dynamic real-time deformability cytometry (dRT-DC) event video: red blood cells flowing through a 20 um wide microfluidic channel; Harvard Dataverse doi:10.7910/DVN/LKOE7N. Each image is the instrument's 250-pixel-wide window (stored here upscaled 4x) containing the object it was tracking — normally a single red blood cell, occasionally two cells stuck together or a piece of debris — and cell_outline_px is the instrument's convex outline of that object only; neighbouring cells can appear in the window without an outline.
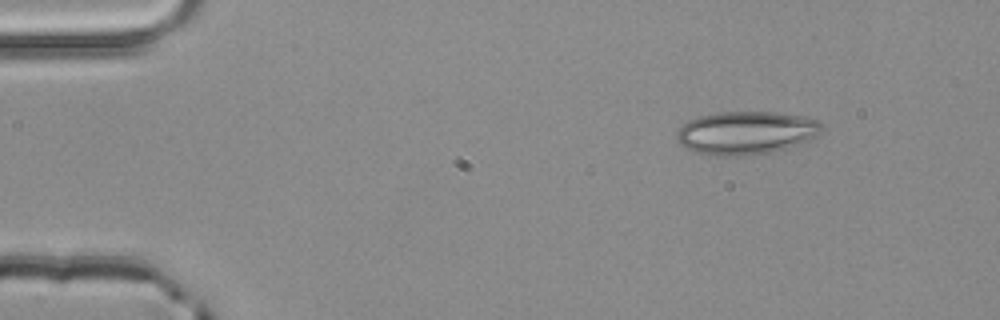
{"species": "common noctule bat (a hibernating species)", "species_latin": "Nyctalus noctula", "temperature_condition": "room temperature", "stored_images_in_passage": 3, "camera_frame_rate_fps": 3000, "um_per_image_px": 0.085, "animal": {"sex": "male", "body_mass_g": 20.4}, "frame": {"image": 1, "passage_image": 1, "time_ms": 0.0, "image_size_px": [1000, 320], "cell_outline_px": [[824, 128], [816, 136], [808, 140], [784, 148], [768, 152], [736, 156], [724, 156], [692, 152], [680, 144], [676, 140], [676, 132], [688, 120], [700, 116], [720, 112], [776, 112], [804, 116], [820, 120], [824, 124]], "centroid_in_image_um": [63.42, 11.27], "position_along_channel_um": 21.6, "area_um2": 36.41}}